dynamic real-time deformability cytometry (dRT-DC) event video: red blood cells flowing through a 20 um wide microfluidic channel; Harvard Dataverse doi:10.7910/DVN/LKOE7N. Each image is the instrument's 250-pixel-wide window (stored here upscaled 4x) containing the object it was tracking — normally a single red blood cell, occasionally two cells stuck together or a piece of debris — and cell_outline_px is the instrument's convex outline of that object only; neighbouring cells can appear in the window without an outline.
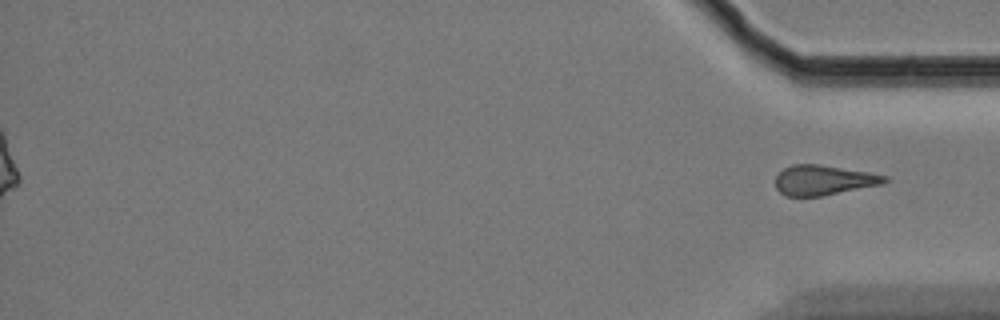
{"species": "Egyptian fruit bat (a non-hibernating species)", "species_latin": "Rousettus aegyptiacus", "temperature_condition": "cold", "stored_images_in_passage": 46, "segment_of_instrument_passage": [2, 2], "camera_frame_rate_fps": 3000, "um_per_image_px": 0.085, "animal": {"sex": "female"}, "frame": {"image": 1, "passage_image": 46, "time_ms": 15.0, "image_size_px": [1000, 320], "cell_outline_px": [[888, 180], [880, 184], [820, 196], [784, 196], [776, 188], [776, 176], [784, 168], [792, 164], [816, 164], [888, 176]], "centroid_in_image_um": [69.93, 15.31], "position_along_channel_um": 365.3, "area_um2": 18.55}}